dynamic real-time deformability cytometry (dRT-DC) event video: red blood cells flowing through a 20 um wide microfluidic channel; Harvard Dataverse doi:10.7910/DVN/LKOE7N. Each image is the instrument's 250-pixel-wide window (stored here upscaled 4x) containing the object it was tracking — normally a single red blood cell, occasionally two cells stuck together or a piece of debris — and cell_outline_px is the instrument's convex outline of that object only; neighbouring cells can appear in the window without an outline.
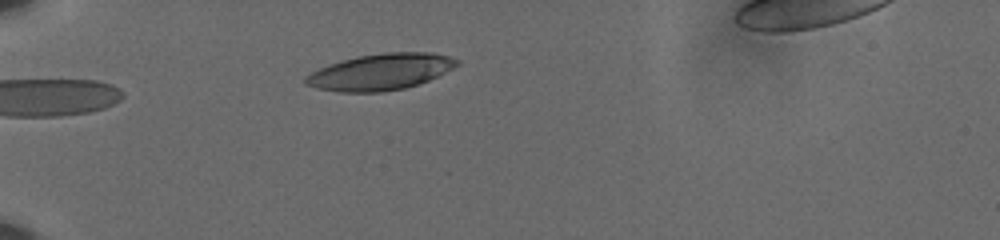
{"species": "human", "species_latin": "Homo sapiens", "temperature_condition": "cold", "stored_images_in_passage": 35, "camera_frame_rate_fps": 3000, "um_per_image_px": 0.085, "donor": {"sex": "male"}, "frame": {"image": 1, "passage_image": 2, "time_ms": 0.333, "image_size_px": [1000, 240], "cell_outline_px": [[460, 64], [428, 80], [404, 88], [384, 92], [340, 92], [316, 88], [304, 84], [304, 76], [320, 68], [344, 60], [360, 56], [384, 52], [432, 52], [448, 56], [460, 60]], "centroid_in_image_um": [32.34, 6.11], "position_along_channel_um": 52.7, "area_um2": 31.73}}
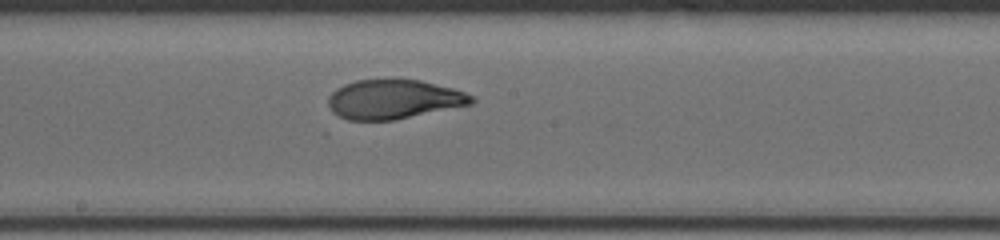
{"frame": {"image": 2, "passage_image": 18, "time_ms": 5.667, "image_size_px": [1000, 240], "cell_outline_px": [[476, 100], [472, 104], [392, 120], [348, 120], [332, 112], [328, 104], [328, 96], [336, 88], [344, 84], [356, 80], [420, 80], [452, 88], [464, 92], [472, 96]], "centroid_in_image_um": [33.44, 8.44], "position_along_channel_um": 214.8, "area_um2": 32.48}}
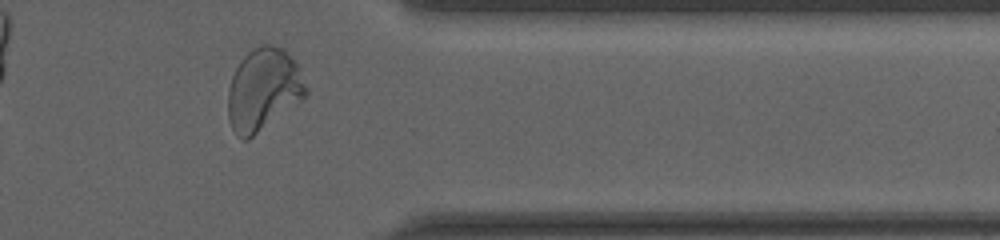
{"frame": {"image": 3, "passage_image": 33, "time_ms": 10.667, "image_size_px": [1000, 240], "cell_outline_px": [[308, 92], [300, 100], [248, 140], [244, 140], [236, 136], [228, 120], [228, 92], [232, 76], [240, 60], [248, 52], [264, 44], [272, 44], [284, 48], [296, 64], [308, 88]], "centroid_in_image_um": [22.36, 7.61], "position_along_channel_um": 389.0, "area_um2": 36.93}, "authors_computed_cell_mechanics": {"area_um2": 33.524, "velocity_mm_per_s": 3.5976, "shape_relaxation_time_tau1_ms": 4.8473, "shape_relaxation_time_tau2_ms": 0.8415, "deformation_change_tau1": 0.2114, "deformation_change_tau2": 0.0602}}